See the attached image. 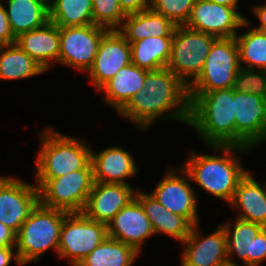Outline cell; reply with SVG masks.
Segmentation results:
<instances>
[{"label": "cell", "mask_w": 266, "mask_h": 266, "mask_svg": "<svg viewBox=\"0 0 266 266\" xmlns=\"http://www.w3.org/2000/svg\"><path fill=\"white\" fill-rule=\"evenodd\" d=\"M1 2L2 1L0 0V44L4 46L14 44L16 38L11 32L5 6H3Z\"/></svg>", "instance_id": "cell-35"}, {"label": "cell", "mask_w": 266, "mask_h": 266, "mask_svg": "<svg viewBox=\"0 0 266 266\" xmlns=\"http://www.w3.org/2000/svg\"><path fill=\"white\" fill-rule=\"evenodd\" d=\"M15 43L46 72L51 63H59V27L50 21L41 28L20 34Z\"/></svg>", "instance_id": "cell-21"}, {"label": "cell", "mask_w": 266, "mask_h": 266, "mask_svg": "<svg viewBox=\"0 0 266 266\" xmlns=\"http://www.w3.org/2000/svg\"><path fill=\"white\" fill-rule=\"evenodd\" d=\"M233 89L266 99V70L255 71L241 67L235 77Z\"/></svg>", "instance_id": "cell-34"}, {"label": "cell", "mask_w": 266, "mask_h": 266, "mask_svg": "<svg viewBox=\"0 0 266 266\" xmlns=\"http://www.w3.org/2000/svg\"><path fill=\"white\" fill-rule=\"evenodd\" d=\"M235 223L221 224L226 235L229 263H235L232 255L242 261L243 266H259L266 260V227L236 218Z\"/></svg>", "instance_id": "cell-13"}, {"label": "cell", "mask_w": 266, "mask_h": 266, "mask_svg": "<svg viewBox=\"0 0 266 266\" xmlns=\"http://www.w3.org/2000/svg\"><path fill=\"white\" fill-rule=\"evenodd\" d=\"M118 114L142 130L159 118L189 124L188 86L168 68L148 71L143 89L137 92Z\"/></svg>", "instance_id": "cell-1"}, {"label": "cell", "mask_w": 266, "mask_h": 266, "mask_svg": "<svg viewBox=\"0 0 266 266\" xmlns=\"http://www.w3.org/2000/svg\"><path fill=\"white\" fill-rule=\"evenodd\" d=\"M198 224L192 226L184 244L180 266H220L228 262L226 235L224 228H219L203 237Z\"/></svg>", "instance_id": "cell-17"}, {"label": "cell", "mask_w": 266, "mask_h": 266, "mask_svg": "<svg viewBox=\"0 0 266 266\" xmlns=\"http://www.w3.org/2000/svg\"><path fill=\"white\" fill-rule=\"evenodd\" d=\"M211 147L223 153L222 156L203 155L194 151L190 156L188 155L187 162L182 168L199 187L220 200L230 203L239 181L248 172L235 152L238 155L239 152L245 153L252 148L237 145H211Z\"/></svg>", "instance_id": "cell-2"}, {"label": "cell", "mask_w": 266, "mask_h": 266, "mask_svg": "<svg viewBox=\"0 0 266 266\" xmlns=\"http://www.w3.org/2000/svg\"><path fill=\"white\" fill-rule=\"evenodd\" d=\"M39 203L35 185L14 177L0 176V222L17 233Z\"/></svg>", "instance_id": "cell-14"}, {"label": "cell", "mask_w": 266, "mask_h": 266, "mask_svg": "<svg viewBox=\"0 0 266 266\" xmlns=\"http://www.w3.org/2000/svg\"><path fill=\"white\" fill-rule=\"evenodd\" d=\"M250 24L235 8L210 0H196L185 26L216 38H234L238 34L237 29Z\"/></svg>", "instance_id": "cell-11"}, {"label": "cell", "mask_w": 266, "mask_h": 266, "mask_svg": "<svg viewBox=\"0 0 266 266\" xmlns=\"http://www.w3.org/2000/svg\"><path fill=\"white\" fill-rule=\"evenodd\" d=\"M196 0H151L155 12L171 20L176 26L185 25Z\"/></svg>", "instance_id": "cell-33"}, {"label": "cell", "mask_w": 266, "mask_h": 266, "mask_svg": "<svg viewBox=\"0 0 266 266\" xmlns=\"http://www.w3.org/2000/svg\"><path fill=\"white\" fill-rule=\"evenodd\" d=\"M68 213L40 203L36 205L16 233L15 249L22 265L38 262L39 256L49 248L58 253L60 231Z\"/></svg>", "instance_id": "cell-5"}, {"label": "cell", "mask_w": 266, "mask_h": 266, "mask_svg": "<svg viewBox=\"0 0 266 266\" xmlns=\"http://www.w3.org/2000/svg\"><path fill=\"white\" fill-rule=\"evenodd\" d=\"M131 63V45L118 30H108L87 74L98 91L117 71Z\"/></svg>", "instance_id": "cell-16"}, {"label": "cell", "mask_w": 266, "mask_h": 266, "mask_svg": "<svg viewBox=\"0 0 266 266\" xmlns=\"http://www.w3.org/2000/svg\"><path fill=\"white\" fill-rule=\"evenodd\" d=\"M172 40L173 36H150L130 43L131 63L148 71L166 68L170 58Z\"/></svg>", "instance_id": "cell-27"}, {"label": "cell", "mask_w": 266, "mask_h": 266, "mask_svg": "<svg viewBox=\"0 0 266 266\" xmlns=\"http://www.w3.org/2000/svg\"><path fill=\"white\" fill-rule=\"evenodd\" d=\"M46 71L16 43L0 49V80L26 79Z\"/></svg>", "instance_id": "cell-29"}, {"label": "cell", "mask_w": 266, "mask_h": 266, "mask_svg": "<svg viewBox=\"0 0 266 266\" xmlns=\"http://www.w3.org/2000/svg\"><path fill=\"white\" fill-rule=\"evenodd\" d=\"M39 203L66 212H82L94 179L91 162L84 168L50 180H36Z\"/></svg>", "instance_id": "cell-6"}, {"label": "cell", "mask_w": 266, "mask_h": 266, "mask_svg": "<svg viewBox=\"0 0 266 266\" xmlns=\"http://www.w3.org/2000/svg\"><path fill=\"white\" fill-rule=\"evenodd\" d=\"M230 204L238 209V219L266 227V184L262 187L250 174L239 181Z\"/></svg>", "instance_id": "cell-24"}, {"label": "cell", "mask_w": 266, "mask_h": 266, "mask_svg": "<svg viewBox=\"0 0 266 266\" xmlns=\"http://www.w3.org/2000/svg\"><path fill=\"white\" fill-rule=\"evenodd\" d=\"M235 40L242 68L266 70V32L252 28L236 35Z\"/></svg>", "instance_id": "cell-31"}, {"label": "cell", "mask_w": 266, "mask_h": 266, "mask_svg": "<svg viewBox=\"0 0 266 266\" xmlns=\"http://www.w3.org/2000/svg\"><path fill=\"white\" fill-rule=\"evenodd\" d=\"M6 10L15 38L49 22V2L46 0H8Z\"/></svg>", "instance_id": "cell-26"}, {"label": "cell", "mask_w": 266, "mask_h": 266, "mask_svg": "<svg viewBox=\"0 0 266 266\" xmlns=\"http://www.w3.org/2000/svg\"><path fill=\"white\" fill-rule=\"evenodd\" d=\"M220 266H241V265H238V264H236V263H229V262H226L225 264L220 265Z\"/></svg>", "instance_id": "cell-41"}, {"label": "cell", "mask_w": 266, "mask_h": 266, "mask_svg": "<svg viewBox=\"0 0 266 266\" xmlns=\"http://www.w3.org/2000/svg\"><path fill=\"white\" fill-rule=\"evenodd\" d=\"M241 66L234 38H217L208 53L201 73L188 85V93H207L234 86Z\"/></svg>", "instance_id": "cell-7"}, {"label": "cell", "mask_w": 266, "mask_h": 266, "mask_svg": "<svg viewBox=\"0 0 266 266\" xmlns=\"http://www.w3.org/2000/svg\"><path fill=\"white\" fill-rule=\"evenodd\" d=\"M91 164L94 182L98 183L129 184L126 178L138 172L132 155L119 146H110L99 153L91 149Z\"/></svg>", "instance_id": "cell-20"}, {"label": "cell", "mask_w": 266, "mask_h": 266, "mask_svg": "<svg viewBox=\"0 0 266 266\" xmlns=\"http://www.w3.org/2000/svg\"><path fill=\"white\" fill-rule=\"evenodd\" d=\"M135 198L151 222L154 234H167L181 243L189 236L193 225L185 217L168 211L150 193L136 191Z\"/></svg>", "instance_id": "cell-23"}, {"label": "cell", "mask_w": 266, "mask_h": 266, "mask_svg": "<svg viewBox=\"0 0 266 266\" xmlns=\"http://www.w3.org/2000/svg\"><path fill=\"white\" fill-rule=\"evenodd\" d=\"M107 31L108 29L95 24L59 27V63L87 73Z\"/></svg>", "instance_id": "cell-10"}, {"label": "cell", "mask_w": 266, "mask_h": 266, "mask_svg": "<svg viewBox=\"0 0 266 266\" xmlns=\"http://www.w3.org/2000/svg\"><path fill=\"white\" fill-rule=\"evenodd\" d=\"M178 172L167 170L150 193L168 211L185 217L192 225L198 224V204L194 188L190 186V175L181 167Z\"/></svg>", "instance_id": "cell-15"}, {"label": "cell", "mask_w": 266, "mask_h": 266, "mask_svg": "<svg viewBox=\"0 0 266 266\" xmlns=\"http://www.w3.org/2000/svg\"><path fill=\"white\" fill-rule=\"evenodd\" d=\"M210 1H213L217 4L235 8L236 10L238 9L237 7V4L239 3L238 0H210Z\"/></svg>", "instance_id": "cell-40"}, {"label": "cell", "mask_w": 266, "mask_h": 266, "mask_svg": "<svg viewBox=\"0 0 266 266\" xmlns=\"http://www.w3.org/2000/svg\"><path fill=\"white\" fill-rule=\"evenodd\" d=\"M122 11L128 15L151 7V0H119Z\"/></svg>", "instance_id": "cell-36"}, {"label": "cell", "mask_w": 266, "mask_h": 266, "mask_svg": "<svg viewBox=\"0 0 266 266\" xmlns=\"http://www.w3.org/2000/svg\"><path fill=\"white\" fill-rule=\"evenodd\" d=\"M16 233L0 222V247H15Z\"/></svg>", "instance_id": "cell-37"}, {"label": "cell", "mask_w": 266, "mask_h": 266, "mask_svg": "<svg viewBox=\"0 0 266 266\" xmlns=\"http://www.w3.org/2000/svg\"><path fill=\"white\" fill-rule=\"evenodd\" d=\"M93 24L108 30H118L126 14L119 0H92Z\"/></svg>", "instance_id": "cell-32"}, {"label": "cell", "mask_w": 266, "mask_h": 266, "mask_svg": "<svg viewBox=\"0 0 266 266\" xmlns=\"http://www.w3.org/2000/svg\"><path fill=\"white\" fill-rule=\"evenodd\" d=\"M108 236L107 225L94 221L82 212L68 213L63 220L58 257L77 266Z\"/></svg>", "instance_id": "cell-9"}, {"label": "cell", "mask_w": 266, "mask_h": 266, "mask_svg": "<svg viewBox=\"0 0 266 266\" xmlns=\"http://www.w3.org/2000/svg\"><path fill=\"white\" fill-rule=\"evenodd\" d=\"M138 255L135 248L107 236L77 266H133Z\"/></svg>", "instance_id": "cell-28"}, {"label": "cell", "mask_w": 266, "mask_h": 266, "mask_svg": "<svg viewBox=\"0 0 266 266\" xmlns=\"http://www.w3.org/2000/svg\"><path fill=\"white\" fill-rule=\"evenodd\" d=\"M49 21L58 27L93 24L92 0H50Z\"/></svg>", "instance_id": "cell-30"}, {"label": "cell", "mask_w": 266, "mask_h": 266, "mask_svg": "<svg viewBox=\"0 0 266 266\" xmlns=\"http://www.w3.org/2000/svg\"><path fill=\"white\" fill-rule=\"evenodd\" d=\"M189 124L207 146L236 145L233 87L189 93Z\"/></svg>", "instance_id": "cell-3"}, {"label": "cell", "mask_w": 266, "mask_h": 266, "mask_svg": "<svg viewBox=\"0 0 266 266\" xmlns=\"http://www.w3.org/2000/svg\"><path fill=\"white\" fill-rule=\"evenodd\" d=\"M148 70L134 64L119 69L116 75L107 81L98 91H104V103L119 113L131 98L144 87Z\"/></svg>", "instance_id": "cell-22"}, {"label": "cell", "mask_w": 266, "mask_h": 266, "mask_svg": "<svg viewBox=\"0 0 266 266\" xmlns=\"http://www.w3.org/2000/svg\"><path fill=\"white\" fill-rule=\"evenodd\" d=\"M13 248L15 249V247H0V266H9L13 258L16 264L22 266L18 254L13 251Z\"/></svg>", "instance_id": "cell-38"}, {"label": "cell", "mask_w": 266, "mask_h": 266, "mask_svg": "<svg viewBox=\"0 0 266 266\" xmlns=\"http://www.w3.org/2000/svg\"><path fill=\"white\" fill-rule=\"evenodd\" d=\"M176 25L152 8L126 15L118 31L129 42L154 36H173Z\"/></svg>", "instance_id": "cell-25"}, {"label": "cell", "mask_w": 266, "mask_h": 266, "mask_svg": "<svg viewBox=\"0 0 266 266\" xmlns=\"http://www.w3.org/2000/svg\"><path fill=\"white\" fill-rule=\"evenodd\" d=\"M253 14L260 20V25L254 29L266 32V4L253 7Z\"/></svg>", "instance_id": "cell-39"}, {"label": "cell", "mask_w": 266, "mask_h": 266, "mask_svg": "<svg viewBox=\"0 0 266 266\" xmlns=\"http://www.w3.org/2000/svg\"><path fill=\"white\" fill-rule=\"evenodd\" d=\"M135 193L130 184L94 182L82 213L94 221L107 225L135 198Z\"/></svg>", "instance_id": "cell-18"}, {"label": "cell", "mask_w": 266, "mask_h": 266, "mask_svg": "<svg viewBox=\"0 0 266 266\" xmlns=\"http://www.w3.org/2000/svg\"><path fill=\"white\" fill-rule=\"evenodd\" d=\"M236 145L256 148L266 141V99L233 89Z\"/></svg>", "instance_id": "cell-12"}, {"label": "cell", "mask_w": 266, "mask_h": 266, "mask_svg": "<svg viewBox=\"0 0 266 266\" xmlns=\"http://www.w3.org/2000/svg\"><path fill=\"white\" fill-rule=\"evenodd\" d=\"M47 129V130H46ZM36 158V180H50L84 169L91 162V148L74 136L63 135L48 126Z\"/></svg>", "instance_id": "cell-4"}, {"label": "cell", "mask_w": 266, "mask_h": 266, "mask_svg": "<svg viewBox=\"0 0 266 266\" xmlns=\"http://www.w3.org/2000/svg\"><path fill=\"white\" fill-rule=\"evenodd\" d=\"M108 236L135 248L139 253L144 241L154 234L140 202L133 198L107 224Z\"/></svg>", "instance_id": "cell-19"}, {"label": "cell", "mask_w": 266, "mask_h": 266, "mask_svg": "<svg viewBox=\"0 0 266 266\" xmlns=\"http://www.w3.org/2000/svg\"><path fill=\"white\" fill-rule=\"evenodd\" d=\"M217 38L186 27L176 26L166 65L187 86L201 73L204 62Z\"/></svg>", "instance_id": "cell-8"}]
</instances>
